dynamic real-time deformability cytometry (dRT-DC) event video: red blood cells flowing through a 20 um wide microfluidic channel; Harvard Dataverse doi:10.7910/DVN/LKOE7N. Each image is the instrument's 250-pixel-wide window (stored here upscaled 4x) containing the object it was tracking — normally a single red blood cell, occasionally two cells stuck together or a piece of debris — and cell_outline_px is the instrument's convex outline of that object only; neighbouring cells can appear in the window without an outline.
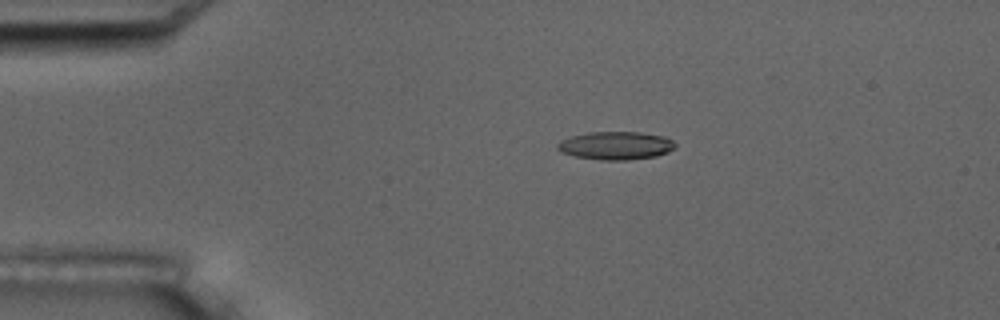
{"species": "common noctule bat (a hibernating species)", "species_latin": "Nyctalus noctula", "temperature_condition": "room temperature", "stored_images_in_passage": 6, "camera_frame_rate_fps": 3000, "um_per_image_px": 0.085, "animal": {"sex": "male", "body_mass_g": 17.5, "forearm_length_mm": 52.3}, "frame": {"image": 1, "passage_image": 4, "time_ms": 3.333, "image_size_px": [1000, 320], "cell_outline_px": [[676, 148], [668, 152], [656, 156], [628, 160], [600, 160], [576, 156], [560, 152], [556, 148], [556, 144], [560, 140], [572, 136], [588, 132], [640, 132], [664, 136], [672, 140], [676, 144]], "centroid_in_image_um": [52.34, 12.37], "position_along_channel_um": 32.7, "area_um2": 19.42}}